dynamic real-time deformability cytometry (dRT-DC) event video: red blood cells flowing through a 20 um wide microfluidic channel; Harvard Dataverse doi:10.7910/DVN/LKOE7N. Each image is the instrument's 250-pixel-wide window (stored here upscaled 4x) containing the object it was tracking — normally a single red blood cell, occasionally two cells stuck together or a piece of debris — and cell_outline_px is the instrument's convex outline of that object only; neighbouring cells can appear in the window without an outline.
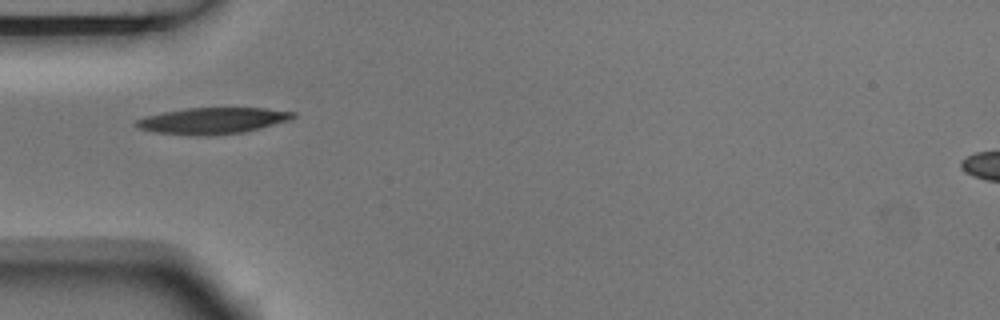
{"species": "Egyptian fruit bat (a non-hibernating species)", "species_latin": "Rousettus aegyptiacus", "temperature_condition": "room temperature", "stored_images_in_passage": 9, "camera_frame_rate_fps": 3000, "um_per_image_px": 0.085, "animal": {"sex": "male"}, "frame": {"image": 1, "passage_image": 4, "time_ms": 1.0, "image_size_px": [1000, 320], "cell_outline_px": [[296, 116], [288, 120], [244, 132], [212, 136], [192, 136], [152, 132], [140, 128], [136, 124], [136, 120], [148, 116], [164, 112], [188, 108], [264, 108], [296, 112]], "centroid_in_image_um": [18.07, 10.27], "position_along_channel_um": 66.9, "area_um2": 23.93}}
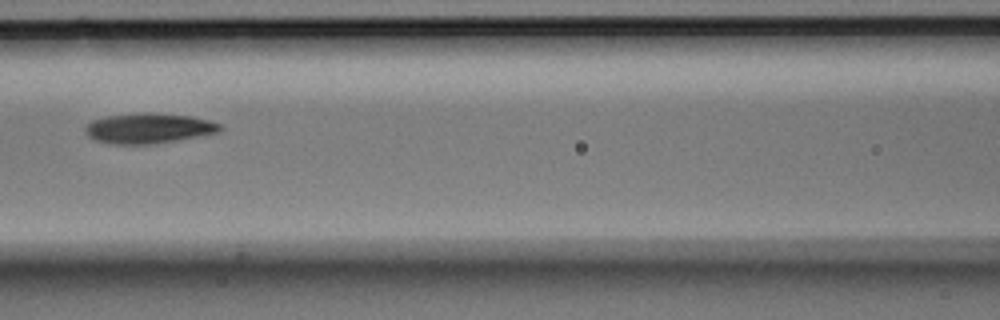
{"frame": {"image": 2, "passage_image": 6, "time_ms": 1.667, "image_size_px": [1000, 320], "cell_outline_px": [[224, 128], [216, 132], [176, 140], [152, 144], [112, 144], [96, 140], [88, 136], [84, 132], [84, 128], [92, 120], [108, 116], [144, 112], [152, 112], [192, 116], [208, 120], [220, 124]], "centroid_in_image_um": [12.61, 10.89], "position_along_channel_um": 154.0, "area_um2": 23.58}}
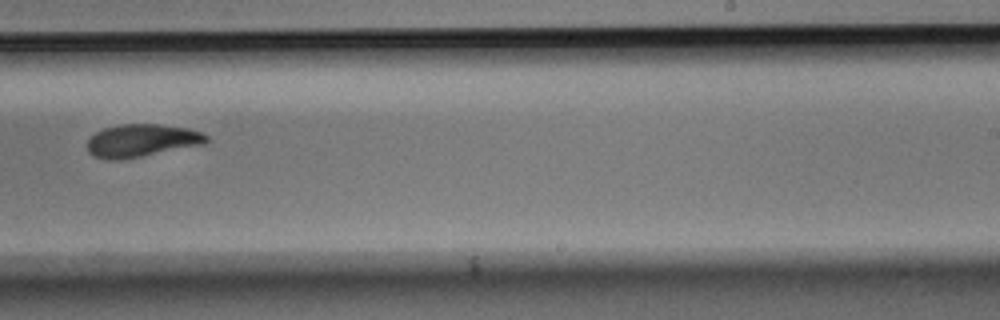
{"frame": {"image": 3, "passage_image": 9, "time_ms": 2.667, "image_size_px": [1000, 320], "cell_outline_px": [[208, 140], [204, 144], [140, 156], [116, 160], [108, 160], [96, 156], [88, 152], [88, 140], [96, 132], [104, 128], [120, 124], [160, 124], [188, 128], [200, 132], [208, 136]], "centroid_in_image_um": [12.04, 11.93], "position_along_channel_um": 277.0, "area_um2": 22.43}}